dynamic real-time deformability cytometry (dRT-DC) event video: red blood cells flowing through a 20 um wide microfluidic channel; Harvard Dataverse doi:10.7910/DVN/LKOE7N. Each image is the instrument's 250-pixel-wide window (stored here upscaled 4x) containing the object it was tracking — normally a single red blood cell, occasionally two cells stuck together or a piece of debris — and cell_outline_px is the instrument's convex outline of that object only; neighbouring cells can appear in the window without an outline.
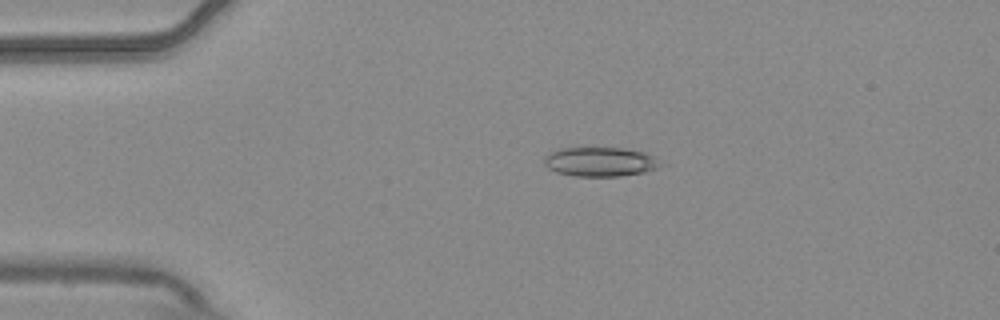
{"species": "common noctule bat (a hibernating species)", "species_latin": "Nyctalus noctula", "temperature_condition": "warm", "stored_images_in_passage": 5, "camera_frame_rate_fps": 3000, "um_per_image_px": 0.085, "animal": {"sex": "male", "body_mass_g": 20.4}, "frame": {"image": 1, "passage_image": 3, "time_ms": 0.667, "image_size_px": [1000, 320], "cell_outline_px": [[664, 164], [656, 168], [644, 172], [620, 176], [576, 176], [556, 172], [548, 168], [544, 164], [544, 156], [560, 148], [624, 148], [644, 152], [656, 156]], "centroid_in_image_um": [51.05, 13.75], "position_along_channel_um": 34.0, "area_um2": 19.94}}
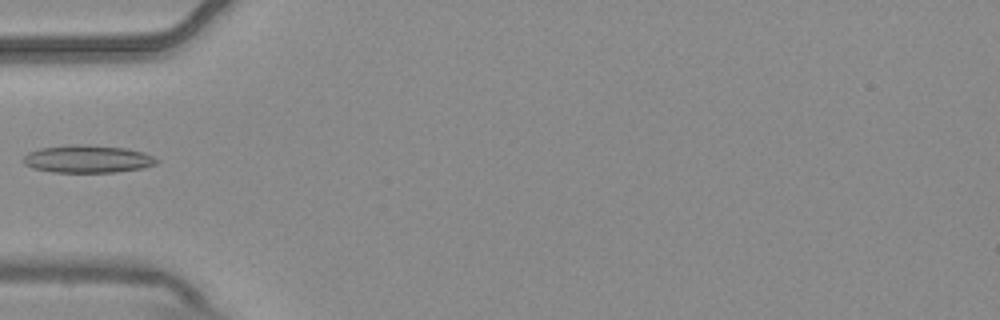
{"frame": {"image": 2, "passage_image": 5, "time_ms": 1.333, "image_size_px": [1000, 320], "cell_outline_px": [[160, 160], [156, 164], [144, 168], [116, 172], [52, 172], [32, 168], [24, 164], [24, 156], [28, 152], [40, 148], [68, 144], [88, 144], [128, 148], [144, 152]], "centroid_in_image_um": [7.47, 13.5], "position_along_channel_um": 77.5, "area_um2": 21.79}}